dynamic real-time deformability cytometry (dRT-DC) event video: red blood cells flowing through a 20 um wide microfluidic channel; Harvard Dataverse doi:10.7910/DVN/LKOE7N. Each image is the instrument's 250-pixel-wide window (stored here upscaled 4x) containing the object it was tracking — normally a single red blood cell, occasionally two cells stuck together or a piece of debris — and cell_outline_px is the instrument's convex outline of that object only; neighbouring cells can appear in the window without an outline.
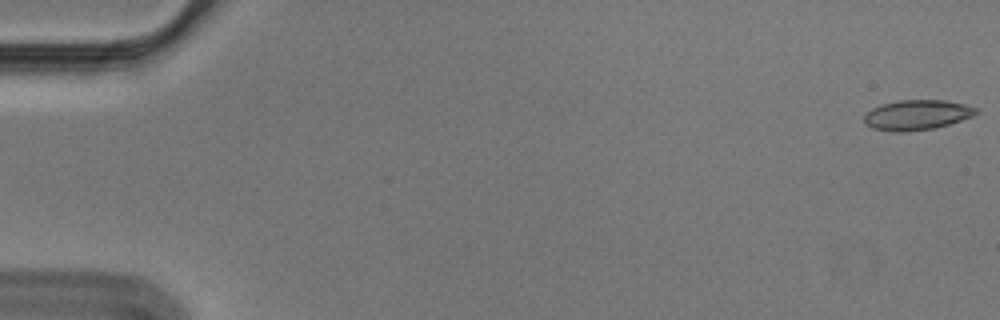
{"species": "Egyptian fruit bat (a non-hibernating species)", "species_latin": "Rousettus aegyptiacus", "temperature_condition": "cold", "stored_images_in_passage": 56, "camera_frame_rate_fps": 3000, "um_per_image_px": 0.085, "animal": {"sex": "male"}, "frame": {"image": 1, "passage_image": 1, "time_ms": 0.0, "image_size_px": [1000, 320], "cell_outline_px": [[980, 112], [972, 116], [948, 124], [932, 128], [904, 132], [892, 132], [872, 128], [864, 124], [864, 116], [872, 108], [880, 104], [900, 100], [948, 100], [980, 108]], "centroid_in_image_um": [77.94, 9.76], "position_along_channel_um": 7.1, "area_um2": 19.71}}
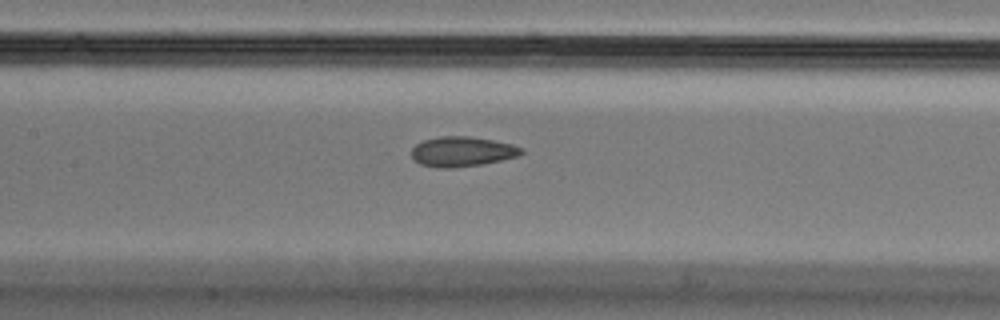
{"frame": {"image": 2, "passage_image": 27, "time_ms": 8.667, "image_size_px": [1000, 320], "cell_outline_px": [[524, 152], [520, 156], [484, 164], [452, 168], [436, 168], [420, 164], [412, 156], [412, 148], [416, 144], [424, 140], [440, 136], [468, 136], [492, 140], [512, 144], [524, 148]], "centroid_in_image_um": [39.32, 12.89], "position_along_channel_um": 168.1, "area_um2": 19.31}}
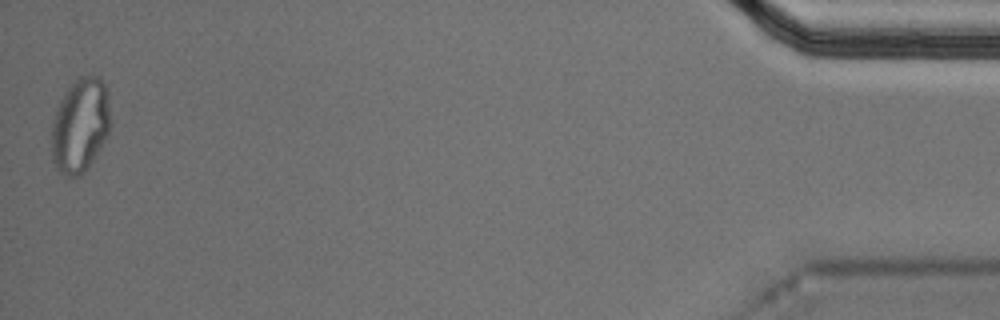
{"frame": {"image": 3, "passage_image": 56, "time_ms": 18.333, "image_size_px": [1000, 320], "cell_outline_px": [[112, 124], [104, 140], [88, 168], [80, 176], [68, 176], [60, 172], [56, 168], [52, 160], [52, 124], [60, 100], [68, 88], [76, 80], [84, 76], [100, 76], [104, 84], [108, 96]], "centroid_in_image_um": [6.83, 10.66], "position_along_channel_um": 428.4, "area_um2": 32.19}, "authors_computed_cell_mechanics": {"area_um2": 19.6809, "velocity_mm_per_s": 3.5824, "shape_relaxation_time_tau1_ms": null, "shape_relaxation_time_tau2_ms": 1.8936, "deformation_change_tau1": null, "deformation_change_tau2": 0.0648}}